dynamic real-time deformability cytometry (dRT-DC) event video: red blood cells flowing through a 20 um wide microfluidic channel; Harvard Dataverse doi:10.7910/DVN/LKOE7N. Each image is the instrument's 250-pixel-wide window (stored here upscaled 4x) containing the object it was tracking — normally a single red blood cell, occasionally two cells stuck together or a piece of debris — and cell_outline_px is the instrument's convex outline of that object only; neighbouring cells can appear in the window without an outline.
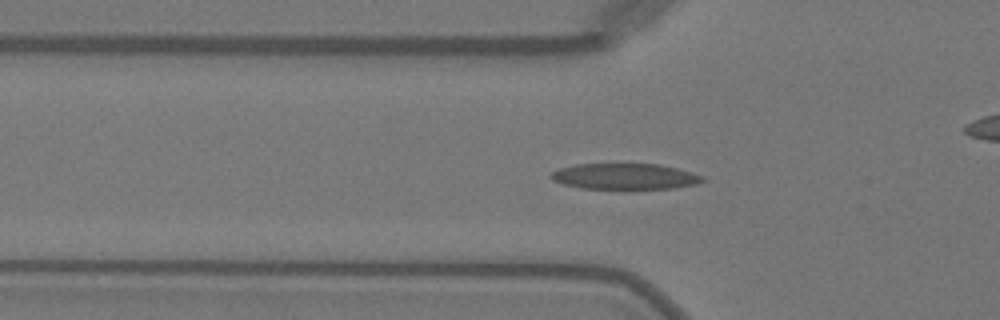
{"species": "Egyptian fruit bat (a non-hibernating species)", "species_latin": "Rousettus aegyptiacus", "temperature_condition": "warm", "stored_images_in_passage": 50, "camera_frame_rate_fps": 3000, "um_per_image_px": 0.085, "animal": {"sex": "female"}, "frame": {"image": 1, "passage_image": 16, "time_ms": 5.0, "image_size_px": [1000, 320], "cell_outline_px": [[704, 180], [696, 184], [672, 188], [580, 188], [564, 184], [552, 180], [548, 176], [552, 172], [560, 168], [576, 164], [660, 164], [676, 168], [704, 176]], "centroid_in_image_um": [53.08, 14.98], "position_along_channel_um": 72.7, "area_um2": 22.6}}
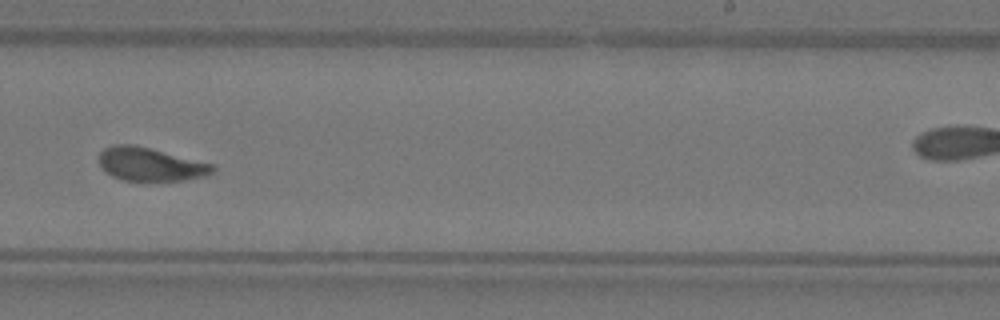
{"frame": {"image": 2, "passage_image": 31, "time_ms": 10.0, "image_size_px": [1000, 320], "cell_outline_px": [[216, 168], [212, 172], [204, 176], [184, 180], [124, 180], [112, 176], [104, 172], [100, 168], [100, 152], [104, 148], [112, 144], [132, 144], [152, 148], [216, 164]], "centroid_in_image_um": [12.79, 13.94], "position_along_channel_um": 276.2, "area_um2": 22.31}}
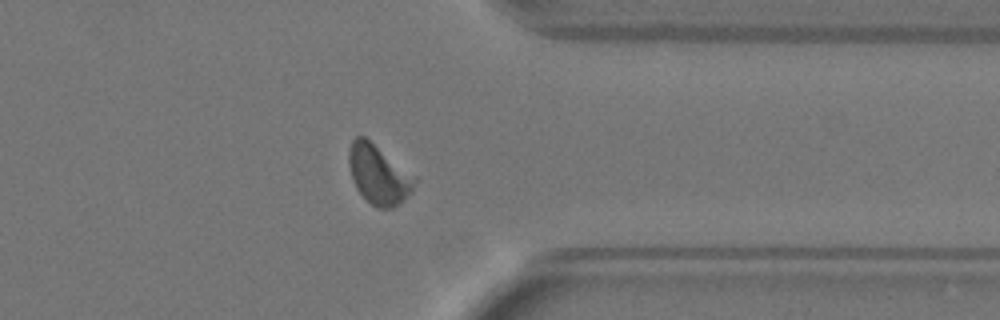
{"frame": {"image": 3, "passage_image": 39, "time_ms": 12.667, "image_size_px": [1000, 320], "cell_outline_px": [[416, 180], [412, 192], [392, 208], [380, 208], [372, 204], [356, 188], [352, 180], [348, 164], [348, 152], [352, 140], [356, 136], [364, 136], [416, 176]], "centroid_in_image_um": [32.17, 14.81], "position_along_channel_um": 379.2, "area_um2": 22.48}, "authors_computed_cell_mechanics": {"area_um2": 22.3975, "velocity_mm_per_s": 4.0667, "shape_relaxation_time_tau1_ms": 5.1816, "shape_relaxation_time_tau2_ms": 1.0852, "deformation_change_tau1": 0.1855, "deformation_change_tau2": 0.0676}}